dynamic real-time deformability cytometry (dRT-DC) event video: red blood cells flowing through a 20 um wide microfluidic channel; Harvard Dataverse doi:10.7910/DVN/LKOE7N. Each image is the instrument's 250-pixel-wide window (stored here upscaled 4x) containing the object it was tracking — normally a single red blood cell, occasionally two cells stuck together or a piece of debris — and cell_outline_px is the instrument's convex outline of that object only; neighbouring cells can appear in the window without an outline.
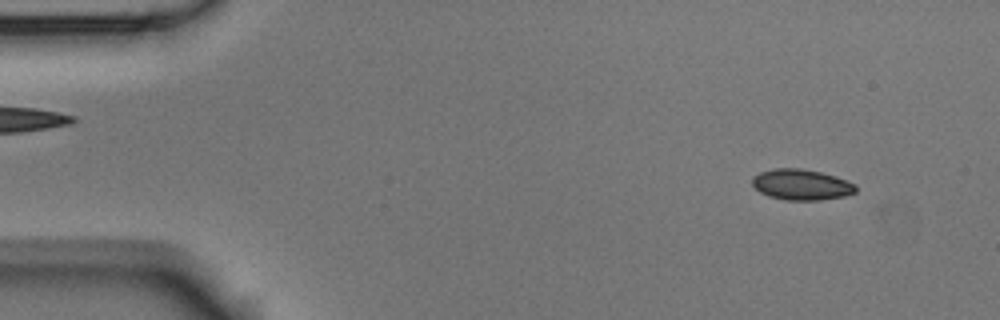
{"species": "Egyptian fruit bat (a non-hibernating species)", "species_latin": "Rousettus aegyptiacus", "temperature_condition": "room temperature", "stored_images_in_passage": 56, "camera_frame_rate_fps": 3000, "um_per_image_px": 0.085, "animal": {"sex": "male"}, "frame": {"image": 1, "passage_image": 5, "time_ms": 1.333, "image_size_px": [1000, 320], "cell_outline_px": [[856, 192], [844, 196], [820, 200], [784, 200], [768, 196], [760, 192], [752, 184], [752, 176], [760, 172], [772, 168], [800, 168], [820, 172], [836, 176], [856, 184]], "centroid_in_image_um": [68.1, 15.69], "position_along_channel_um": 16.9, "area_um2": 18.67}}
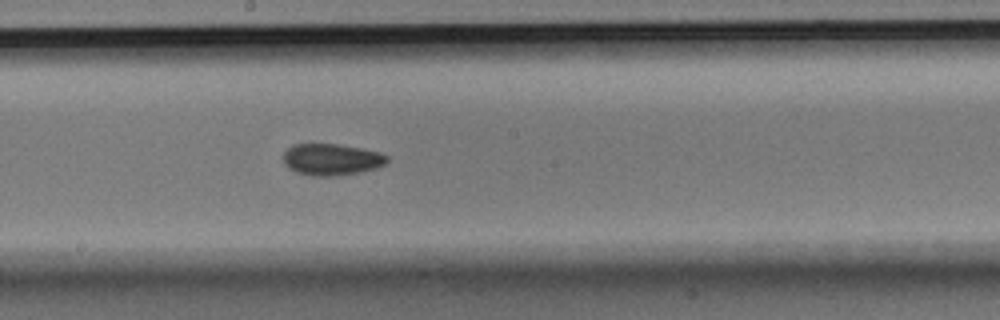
{"frame": {"image": 2, "passage_image": 30, "time_ms": 9.667, "image_size_px": [1000, 320], "cell_outline_px": [[388, 160], [384, 164], [376, 168], [360, 172], [336, 176], [312, 176], [296, 172], [288, 168], [284, 164], [284, 152], [292, 144], [336, 144], [360, 148], [380, 152], [388, 156]], "centroid_in_image_um": [28.17, 13.56], "position_along_channel_um": 220.0, "area_um2": 19.13}}
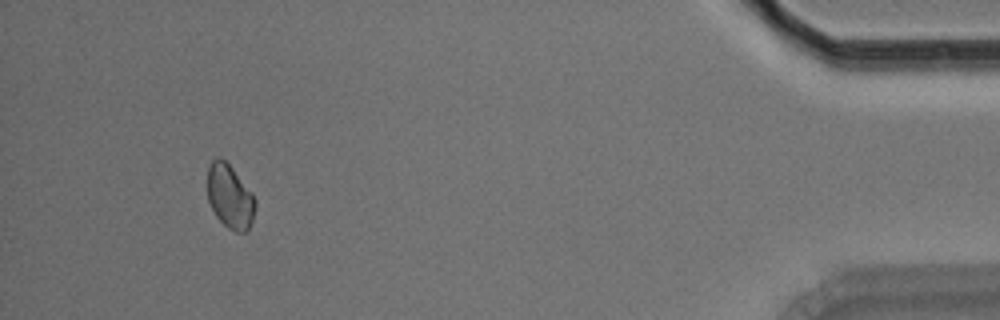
{"frame": {"image": 3, "passage_image": 52, "time_ms": 17.0, "image_size_px": [1000, 320], "cell_outline_px": [[256, 204], [252, 220], [248, 232], [236, 232], [228, 228], [216, 216], [208, 200], [208, 168], [212, 160], [220, 156], [232, 168], [252, 192], [256, 200]], "centroid_in_image_um": [19.55, 16.72], "position_along_channel_um": 415.6, "area_um2": 17.74}, "authors_computed_cell_mechanics": {"area_um2": 18.5827, "velocity_mm_per_s": 3.5854, "shape_relaxation_time_tau1_ms": 3.9927, "shape_relaxation_time_tau2_ms": null, "deformation_change_tau1": 0.0526, "deformation_change_tau2": null}}